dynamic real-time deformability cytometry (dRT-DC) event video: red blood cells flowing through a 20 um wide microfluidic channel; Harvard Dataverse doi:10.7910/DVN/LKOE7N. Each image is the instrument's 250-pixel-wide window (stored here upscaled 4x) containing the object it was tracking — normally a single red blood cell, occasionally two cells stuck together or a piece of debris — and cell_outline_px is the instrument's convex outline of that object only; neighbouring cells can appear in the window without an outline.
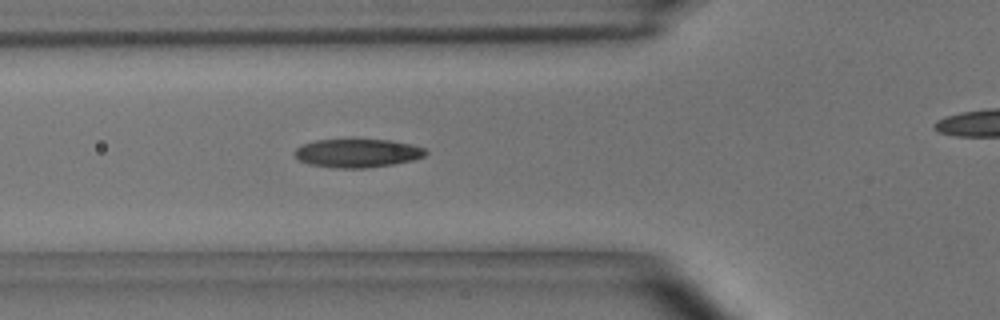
{"species": "common noctule bat (a hibernating species)", "species_latin": "Nyctalus noctula", "temperature_condition": "room temperature", "stored_images_in_passage": 34, "camera_frame_rate_fps": 3000, "um_per_image_px": 0.085, "animal": {"sex": "male", "body_mass_g": 15.6}, "frame": {"image": 1, "passage_image": 6, "time_ms": 1.667, "image_size_px": [1000, 320], "cell_outline_px": [[428, 152], [424, 156], [412, 160], [392, 164], [364, 168], [336, 168], [308, 164], [300, 160], [292, 152], [300, 144], [316, 140], [388, 140], [408, 144], [424, 148]], "centroid_in_image_um": [30.32, 13.02], "position_along_channel_um": 95.5, "area_um2": 21.56}}
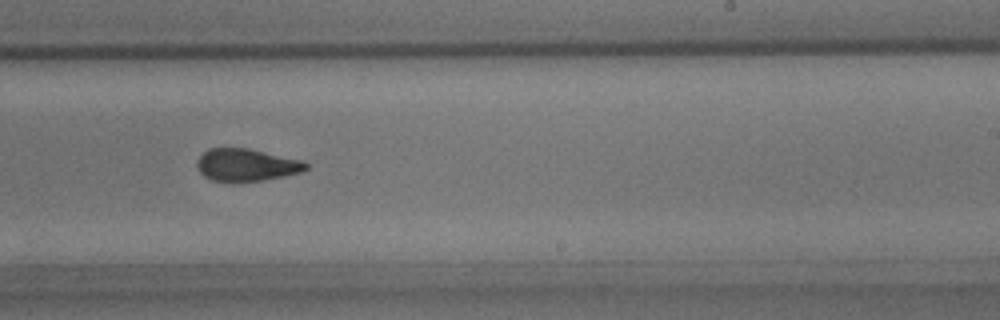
{"frame": {"image": 2, "passage_image": 20, "time_ms": 6.333, "image_size_px": [1000, 320], "cell_outline_px": [[308, 168], [300, 172], [284, 176], [264, 180], [236, 184], [232, 184], [212, 180], [204, 176], [196, 168], [196, 160], [208, 148], [248, 148], [304, 160], [308, 164]], "centroid_in_image_um": [20.92, 14.05], "position_along_channel_um": 268.1, "area_um2": 21.21}, "authors_computed_cell_mechanics": {"area_um2": 21.4438, "velocity_mm_per_s": 3.6892, "shape_relaxation_time_tau1_ms": 3.7728, "shape_relaxation_time_tau2_ms": 2.5611, "deformation_change_tau1": 0.1406, "deformation_change_tau2": 0.0877}}